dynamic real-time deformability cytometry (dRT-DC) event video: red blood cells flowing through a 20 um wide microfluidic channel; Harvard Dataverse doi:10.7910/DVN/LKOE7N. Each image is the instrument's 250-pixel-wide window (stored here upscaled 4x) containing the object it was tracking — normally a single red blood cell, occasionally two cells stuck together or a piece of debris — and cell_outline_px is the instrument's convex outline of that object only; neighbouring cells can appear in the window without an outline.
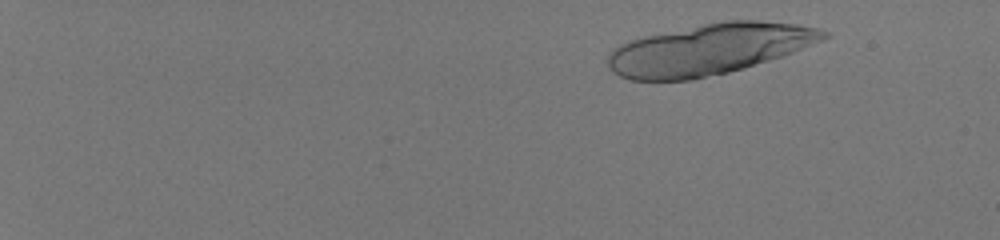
{"species": "human", "species_latin": "Homo sapiens", "temperature_condition": "room temperature", "stored_images_in_passage": 25, "camera_frame_rate_fps": 3000, "um_per_image_px": 0.085, "donor": {"sex": "male"}, "frame": {"image": 1, "passage_image": 5, "time_ms": 1.333, "image_size_px": [1000, 240], "cell_outline_px": [[832, 36], [824, 40], [792, 52], [768, 60], [728, 72], [692, 80], [628, 80], [612, 72], [608, 68], [608, 52], [612, 48], [628, 40], [644, 36], [724, 20], [756, 20], [800, 24], [820, 28], [828, 32]], "centroid_in_image_um": [60.27, 4.18], "position_along_channel_um": 24.7, "area_um2": 63.98}}
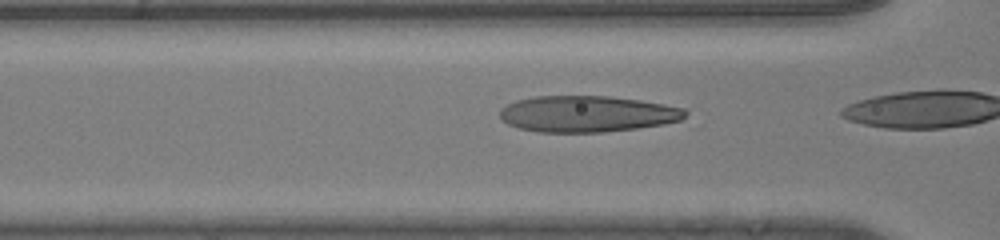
{"frame": {"image": 2, "passage_image": 24, "time_ms": 7.667, "image_size_px": [1000, 240], "cell_outline_px": [[688, 120], [664, 124], [636, 128], [604, 132], [536, 132], [520, 128], [508, 124], [500, 116], [500, 108], [516, 100], [532, 96], [608, 96], [640, 100], [688, 108]], "centroid_in_image_um": [49.99, 9.68], "position_along_channel_um": 116.6, "area_um2": 39.65}}